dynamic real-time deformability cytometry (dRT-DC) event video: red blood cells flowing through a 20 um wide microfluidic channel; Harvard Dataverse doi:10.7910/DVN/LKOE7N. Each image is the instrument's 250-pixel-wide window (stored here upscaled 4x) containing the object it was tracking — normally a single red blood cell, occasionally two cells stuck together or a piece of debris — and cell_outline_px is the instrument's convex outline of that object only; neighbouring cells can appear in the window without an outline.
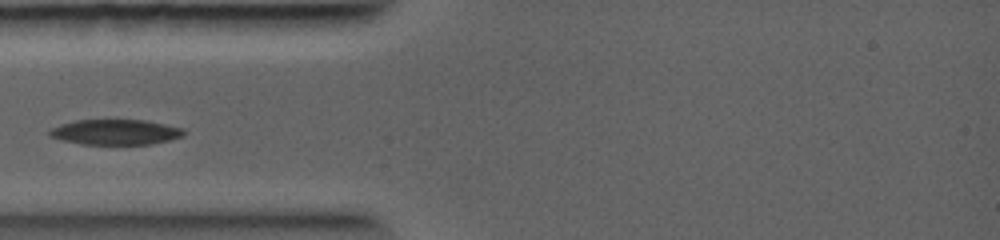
{"species": "common noctule bat (a hibernating species)", "species_latin": "Nyctalus noctula", "temperature_condition": "warm", "stored_images_in_passage": 3, "camera_frame_rate_fps": 5000, "um_per_image_px": 0.085, "animal": {"sex": "female", "body_mass_g": 19.0, "forearm_length_mm": 56.7}, "frame": {"image": 1, "passage_image": 1, "time_ms": 0.0, "image_size_px": [1000, 240], "cell_outline_px": [[184, 136], [152, 144], [80, 144], [48, 136], [48, 132], [52, 128], [60, 124], [72, 120], [144, 120], [184, 128]], "centroid_in_image_um": [9.8, 11.22], "position_along_channel_um": 75.2, "area_um2": 19.77}}